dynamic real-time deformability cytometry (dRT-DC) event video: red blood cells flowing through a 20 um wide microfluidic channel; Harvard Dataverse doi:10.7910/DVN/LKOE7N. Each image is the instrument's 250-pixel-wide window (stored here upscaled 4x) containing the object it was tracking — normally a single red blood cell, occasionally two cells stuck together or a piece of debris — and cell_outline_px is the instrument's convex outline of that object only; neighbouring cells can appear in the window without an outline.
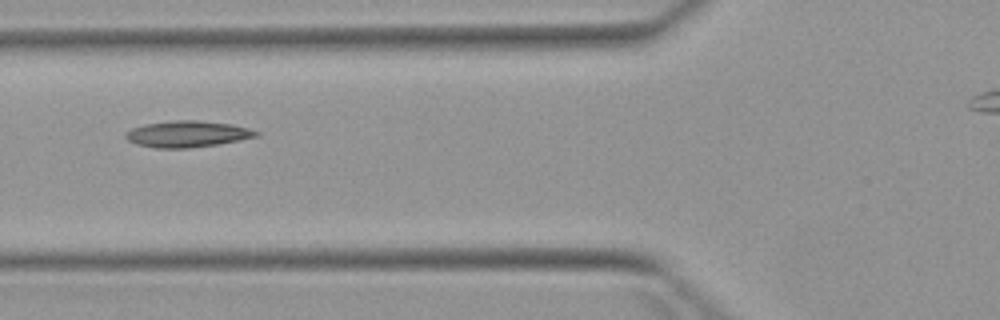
{"species": "Egyptian fruit bat (a non-hibernating species)", "species_latin": "Rousettus aegyptiacus", "temperature_condition": "warm", "stored_images_in_passage": 3, "segment_of_instrument_passage": [1, 2], "camera_frame_rate_fps": 3000, "um_per_image_px": 0.085, "animal": {"sex": "female"}, "frame": {"image": 1, "passage_image": 2, "time_ms": 1.0, "image_size_px": [1000, 320], "cell_outline_px": [[260, 136], [240, 140], [216, 144], [188, 148], [156, 148], [136, 144], [128, 140], [124, 136], [124, 132], [132, 128], [144, 124], [176, 120], [196, 120], [232, 124], [248, 128], [260, 132]], "centroid_in_image_um": [15.92, 11.39], "position_along_channel_um": 109.9, "area_um2": 20.06}}